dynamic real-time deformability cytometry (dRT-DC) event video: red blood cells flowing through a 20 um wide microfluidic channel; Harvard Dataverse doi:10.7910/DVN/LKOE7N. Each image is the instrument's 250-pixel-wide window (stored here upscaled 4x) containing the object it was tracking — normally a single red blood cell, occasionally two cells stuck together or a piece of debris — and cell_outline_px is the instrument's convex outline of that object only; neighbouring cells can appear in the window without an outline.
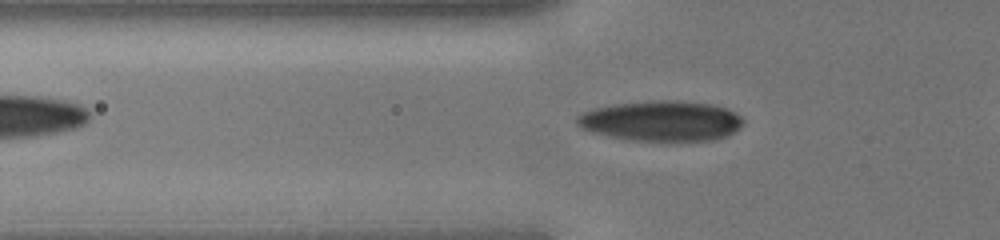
{"species": "human", "species_latin": "Homo sapiens", "temperature_condition": "cold", "stored_images_in_passage": 31, "camera_frame_rate_fps": 3000, "um_per_image_px": 0.085, "donor": {"sex": "male"}, "frame": {"image": 1, "passage_image": 6, "time_ms": 1.667, "image_size_px": [1000, 240], "cell_outline_px": [[744, 124], [740, 128], [728, 136], [716, 140], [632, 140], [608, 136], [592, 132], [580, 128], [576, 124], [576, 116], [584, 112], [596, 108], [616, 104], [660, 100], [680, 100], [712, 104], [728, 108], [736, 112], [744, 120]], "centroid_in_image_um": [56.26, 10.27], "position_along_channel_um": 69.5, "area_um2": 39.13}}
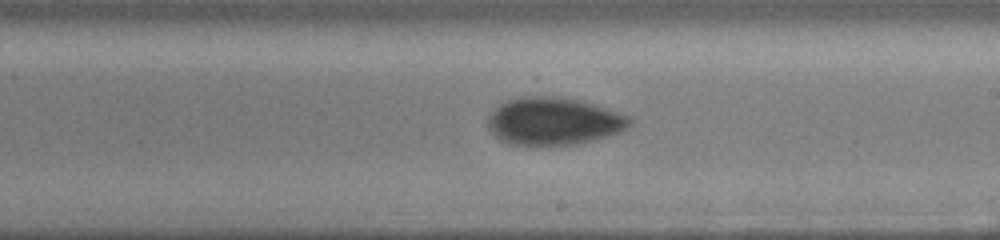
{"frame": {"image": 2, "passage_image": 17, "time_ms": 5.333, "image_size_px": [1000, 240], "cell_outline_px": [[632, 124], [628, 128], [620, 132], [608, 136], [580, 144], [508, 144], [500, 140], [488, 128], [488, 116], [500, 104], [508, 100], [520, 96], [552, 96], [576, 100], [608, 108], [632, 116]], "centroid_in_image_um": [47.1, 10.3], "position_along_channel_um": 241.9, "area_um2": 39.25}}
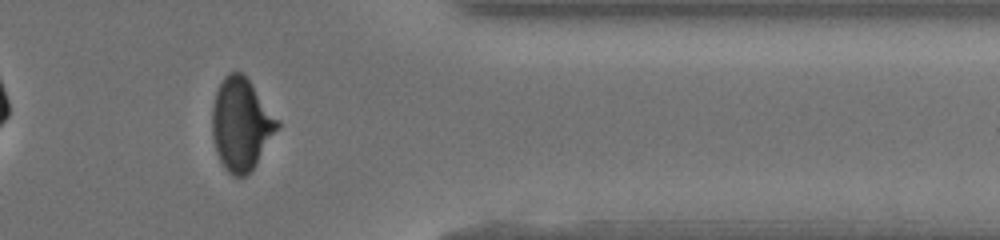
{"frame": {"image": 3, "passage_image": 27, "time_ms": 8.667, "image_size_px": [1000, 240], "cell_outline_px": [[280, 128], [256, 164], [244, 176], [232, 176], [224, 168], [216, 152], [212, 136], [212, 104], [216, 92], [224, 76], [228, 72], [244, 72], [280, 120]], "centroid_in_image_um": [20.52, 10.53], "position_along_channel_um": 390.9, "area_um2": 35.55}}